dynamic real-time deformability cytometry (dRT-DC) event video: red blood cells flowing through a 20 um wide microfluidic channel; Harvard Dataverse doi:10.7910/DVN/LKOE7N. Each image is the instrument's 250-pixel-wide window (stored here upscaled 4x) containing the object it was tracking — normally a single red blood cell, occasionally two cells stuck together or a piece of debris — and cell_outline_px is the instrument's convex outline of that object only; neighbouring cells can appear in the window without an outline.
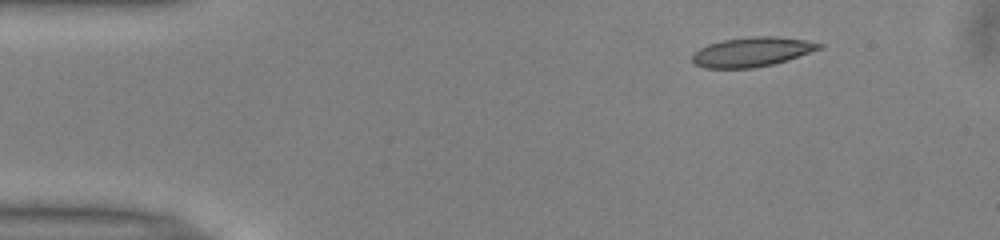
{"species": "common noctule bat (a hibernating species)", "species_latin": "Nyctalus noctula", "temperature_condition": "warm", "stored_images_in_passage": 35, "camera_frame_rate_fps": 3000, "um_per_image_px": 0.085, "animal": {"sex": "male", "body_mass_g": 13.0, "forearm_length_mm": 53.1}, "frame": {"image": 1, "passage_image": 1, "time_ms": 0.0, "image_size_px": [1000, 240], "cell_outline_px": [[824, 48], [788, 60], [772, 64], [752, 68], [704, 68], [696, 64], [692, 60], [692, 52], [708, 44], [724, 40], [752, 36], [776, 36], [804, 40], [824, 44]], "centroid_in_image_um": [63.94, 4.41], "position_along_channel_um": 21.1, "area_um2": 21.85}}
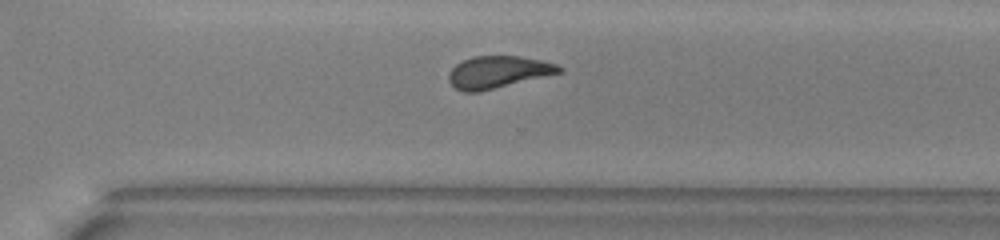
{"frame": {"image": 2, "passage_image": 30, "time_ms": 9.667, "image_size_px": [1000, 240], "cell_outline_px": [[564, 72], [480, 92], [464, 92], [456, 88], [448, 80], [448, 72], [456, 64], [472, 56], [520, 56], [540, 60], [556, 64], [564, 68]], "centroid_in_image_um": [42.35, 6.13], "position_along_channel_um": 328.3, "area_um2": 20.81}}
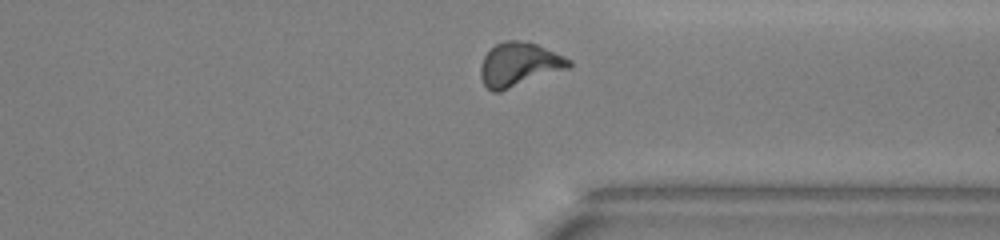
{"frame": {"image": 3, "passage_image": 33, "time_ms": 10.667, "image_size_px": [1000, 240], "cell_outline_px": [[572, 64], [568, 68], [500, 92], [492, 92], [484, 84], [480, 76], [480, 64], [484, 56], [496, 44], [504, 40], [520, 40], [536, 44], [564, 56], [572, 60]], "centroid_in_image_um": [44.1, 5.48], "position_along_channel_um": 367.3, "area_um2": 22.48}, "authors_computed_cell_mechanics": {"area_um2": 21.5016, "velocity_mm_per_s": 4.0174, "shape_relaxation_time_tau1_ms": 6.879, "shape_relaxation_time_tau2_ms": 1.4075, "deformation_change_tau1": 0.1999, "deformation_change_tau2": 0.0965}}